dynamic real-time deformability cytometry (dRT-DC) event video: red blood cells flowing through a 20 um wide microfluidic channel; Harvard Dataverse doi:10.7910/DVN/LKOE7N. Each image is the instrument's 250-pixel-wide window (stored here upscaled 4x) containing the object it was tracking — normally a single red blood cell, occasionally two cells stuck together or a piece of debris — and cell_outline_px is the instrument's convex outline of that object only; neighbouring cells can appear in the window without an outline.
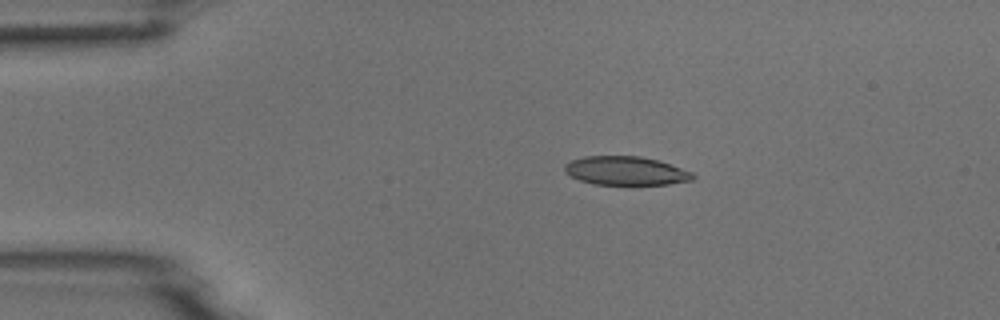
{"species": "common noctule bat (a hibernating species)", "species_latin": "Nyctalus noctula", "temperature_condition": "room temperature", "stored_images_in_passage": 6, "camera_frame_rate_fps": 3000, "um_per_image_px": 0.085, "animal": {"sex": "male", "body_mass_g": 18.8}, "frame": {"image": 1, "passage_image": 3, "time_ms": 2.333, "image_size_px": [1000, 320], "cell_outline_px": [[696, 176], [692, 180], [668, 184], [592, 184], [580, 180], [564, 172], [564, 164], [572, 160], [584, 156], [640, 156], [656, 160], [692, 172]], "centroid_in_image_um": [53.16, 14.51], "position_along_channel_um": 31.8, "area_um2": 21.21}}
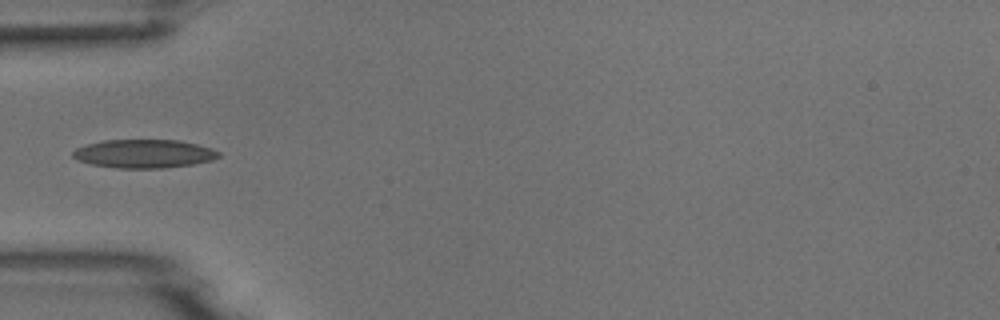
{"frame": {"image": 2, "passage_image": 5, "time_ms": 4.667, "image_size_px": [1000, 320], "cell_outline_px": [[220, 156], [212, 160], [192, 164], [160, 168], [116, 168], [92, 164], [80, 160], [72, 156], [72, 152], [76, 148], [88, 144], [104, 140], [176, 140], [196, 144], [212, 148], [220, 152]], "centroid_in_image_um": [12.25, 13.06], "position_along_channel_um": 72.8, "area_um2": 23.99}}